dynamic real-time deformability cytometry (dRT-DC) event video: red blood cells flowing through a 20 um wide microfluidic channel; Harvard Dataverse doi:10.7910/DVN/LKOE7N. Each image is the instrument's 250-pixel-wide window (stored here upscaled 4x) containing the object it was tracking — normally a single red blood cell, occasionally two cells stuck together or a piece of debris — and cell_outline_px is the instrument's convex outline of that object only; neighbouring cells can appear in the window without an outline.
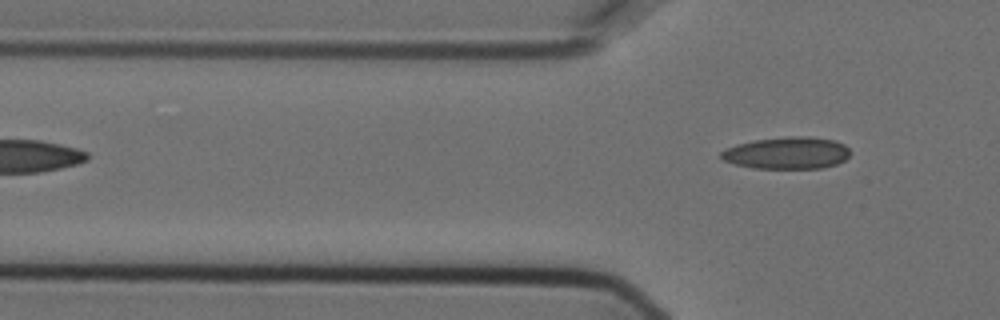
{"species": "Egyptian fruit bat (a non-hibernating species)", "species_latin": "Rousettus aegyptiacus", "temperature_condition": "cold", "stored_images_in_passage": 4, "camera_frame_rate_fps": 3000, "um_per_image_px": 0.085, "animal": {"sex": "female"}, "frame": {"image": 1, "passage_image": 4, "time_ms": 1.0, "image_size_px": [1000, 320], "cell_outline_px": [[848, 156], [844, 160], [836, 164], [820, 168], [752, 168], [736, 164], [724, 160], [720, 156], [720, 152], [736, 144], [752, 140], [788, 136], [808, 136], [836, 140], [844, 144], [848, 148]], "centroid_in_image_um": [66.89, 12.99], "position_along_channel_um": 58.9, "area_um2": 24.04}}